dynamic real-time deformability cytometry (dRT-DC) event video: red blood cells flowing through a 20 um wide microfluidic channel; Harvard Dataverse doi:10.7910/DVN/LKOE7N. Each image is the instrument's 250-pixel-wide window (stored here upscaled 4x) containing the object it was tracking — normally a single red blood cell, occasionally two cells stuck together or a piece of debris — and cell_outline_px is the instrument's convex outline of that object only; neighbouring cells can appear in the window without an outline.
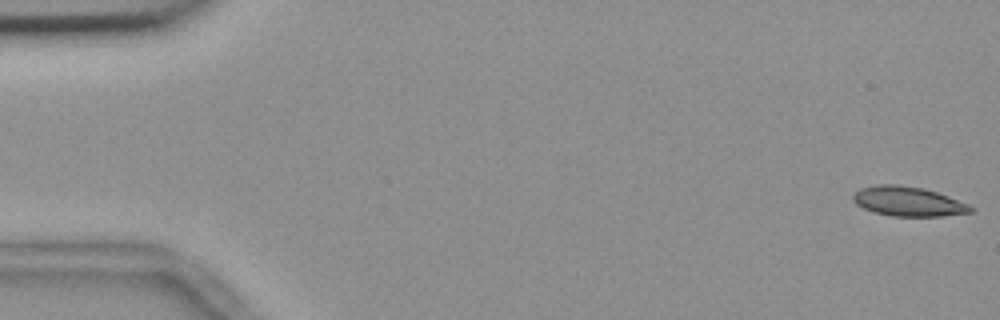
{"species": "common noctule bat (a hibernating species)", "species_latin": "Nyctalus noctula", "temperature_condition": "room temperature", "stored_images_in_passage": 55, "camera_frame_rate_fps": 3000, "um_per_image_px": 0.085, "animal": {"sex": "female", "body_mass_g": 18.4}, "frame": {"image": 1, "passage_image": 1, "time_ms": 0.0, "image_size_px": [1000, 320], "cell_outline_px": [[976, 208], [972, 212], [944, 216], [892, 216], [876, 212], [864, 208], [856, 204], [852, 200], [852, 196], [860, 188], [876, 184], [896, 184], [924, 188], [948, 196], [968, 204]], "centroid_in_image_um": [77.2, 17.11], "position_along_channel_um": 7.8, "area_um2": 20.29}}
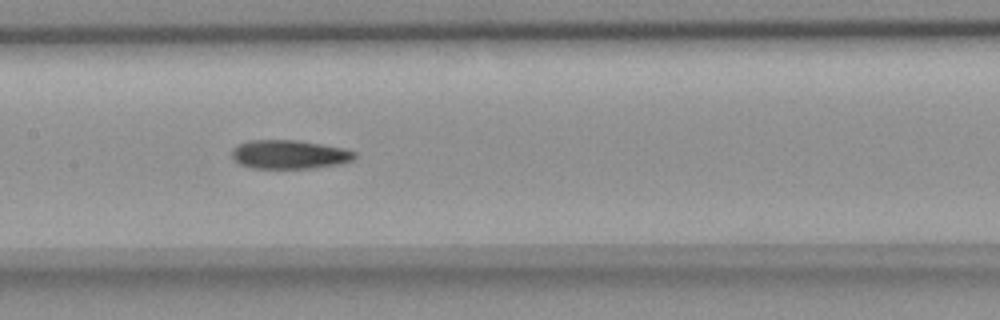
{"frame": {"image": 2, "passage_image": 27, "time_ms": 8.667, "image_size_px": [1000, 320], "cell_outline_px": [[356, 156], [352, 160], [344, 164], [312, 168], [252, 168], [240, 164], [232, 156], [232, 148], [248, 140], [296, 140], [344, 148], [356, 152]], "centroid_in_image_um": [24.63, 13.13], "position_along_channel_um": 182.8, "area_um2": 20.63}}
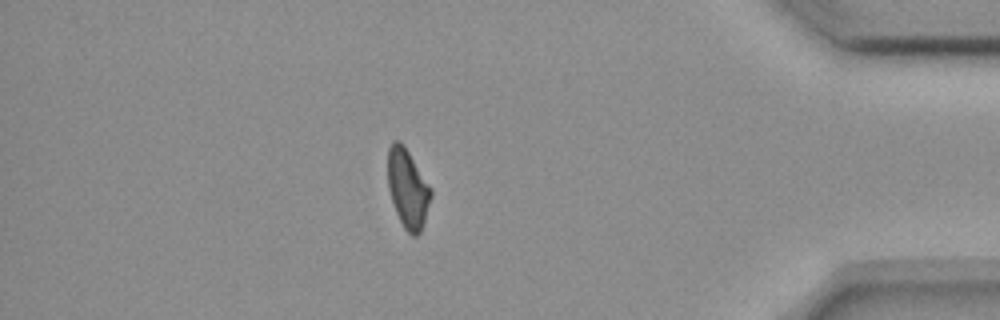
{"frame": {"image": 3, "passage_image": 48, "time_ms": 15.667, "image_size_px": [1000, 320], "cell_outline_px": [[432, 196], [420, 232], [416, 236], [412, 236], [404, 228], [396, 212], [388, 188], [388, 148], [392, 140], [400, 140], [404, 144], [432, 188]], "centroid_in_image_um": [34.66, 15.98], "position_along_channel_um": 400.5, "area_um2": 19.88}, "authors_computed_cell_mechanics": {"area_um2": 20.6924, "velocity_mm_per_s": 3.6687, "shape_relaxation_time_tau1_ms": 8.648, "shape_relaxation_time_tau2_ms": null, "deformation_change_tau1": 0.1946, "deformation_change_tau2": null}}